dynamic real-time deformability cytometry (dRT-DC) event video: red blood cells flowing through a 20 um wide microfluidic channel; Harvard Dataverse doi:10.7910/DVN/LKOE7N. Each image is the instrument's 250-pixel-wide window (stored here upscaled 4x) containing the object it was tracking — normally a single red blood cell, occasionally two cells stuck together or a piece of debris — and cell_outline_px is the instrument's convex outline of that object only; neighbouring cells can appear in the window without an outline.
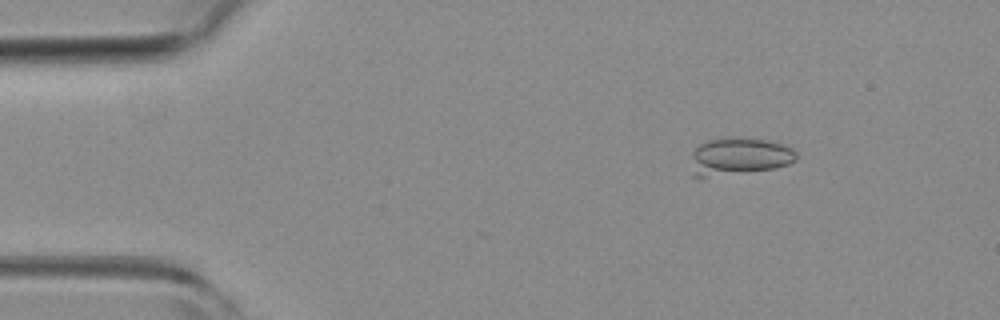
{"species": "common noctule bat (a hibernating species)", "species_latin": "Nyctalus noctula", "temperature_condition": "room temperature", "stored_images_in_passage": 4, "camera_frame_rate_fps": 3000, "um_per_image_px": 0.085, "animal": {"sex": "female", "body_mass_g": 19.3, "forearm_length_mm": 54.1}, "frame": {"image": 1, "passage_image": 1, "time_ms": 0.0, "image_size_px": [1000, 320], "cell_outline_px": [[796, 160], [788, 164], [776, 168], [704, 176], [692, 176], [692, 152], [700, 144], [708, 140], [732, 136], [768, 140], [784, 144], [792, 148], [796, 152]], "centroid_in_image_um": [62.84, 13.25], "position_along_channel_um": 22.2, "area_um2": 22.72}}
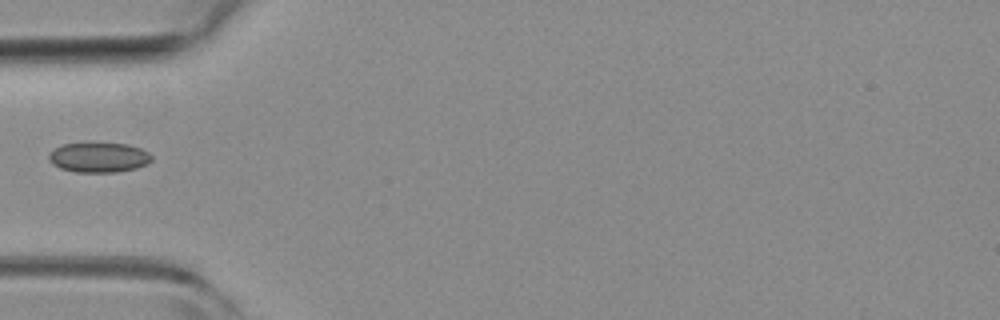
{"frame": {"image": 2, "passage_image": 3, "time_ms": 0.667, "image_size_px": [1000, 320], "cell_outline_px": [[152, 160], [148, 164], [136, 168], [116, 172], [76, 172], [60, 168], [52, 164], [48, 160], [48, 152], [64, 144], [128, 144], [140, 148], [148, 152], [152, 156]], "centroid_in_image_um": [8.4, 13.39], "position_along_channel_um": 76.6, "area_um2": 17.8}}
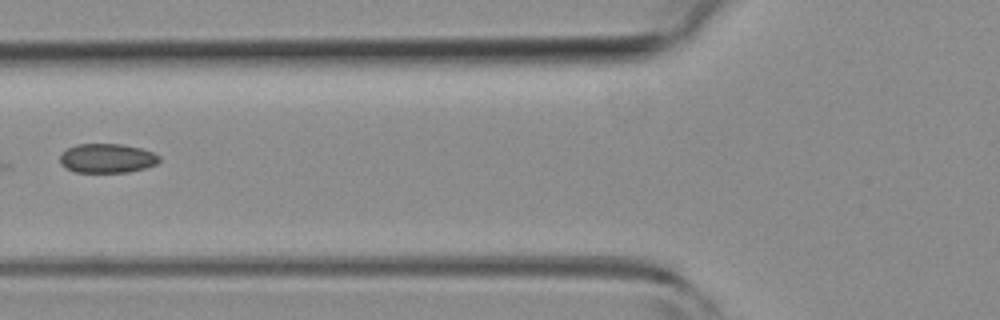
{"frame": {"image": 3, "passage_image": 4, "time_ms": 1.0, "image_size_px": [1000, 320], "cell_outline_px": [[160, 160], [156, 164], [144, 168], [128, 172], [76, 172], [64, 168], [60, 164], [60, 156], [68, 148], [76, 144], [124, 144], [140, 148], [152, 152], [160, 156]], "centroid_in_image_um": [9.09, 13.45], "position_along_channel_um": 116.7, "area_um2": 16.94}}